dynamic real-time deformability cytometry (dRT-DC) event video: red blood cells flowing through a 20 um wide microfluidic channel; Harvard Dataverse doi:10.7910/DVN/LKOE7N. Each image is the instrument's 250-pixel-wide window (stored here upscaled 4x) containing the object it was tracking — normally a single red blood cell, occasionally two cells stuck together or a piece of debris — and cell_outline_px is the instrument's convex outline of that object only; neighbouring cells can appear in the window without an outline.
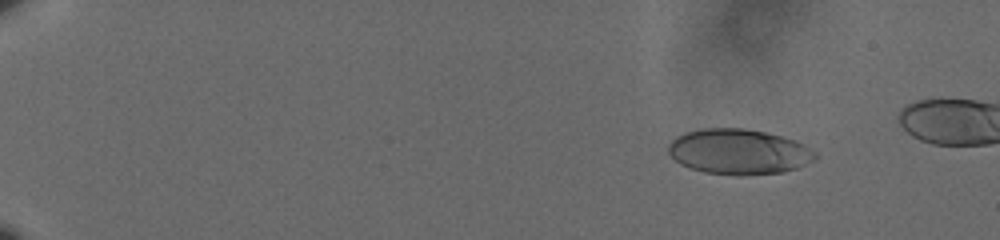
{"species": "human", "species_latin": "Homo sapiens", "temperature_condition": "cold", "stored_images_in_passage": 61, "camera_frame_rate_fps": 3000, "um_per_image_px": 0.085, "donor": {"sex": "male"}, "frame": {"image": 1, "passage_image": 9, "time_ms": 2.667, "image_size_px": [1000, 240], "cell_outline_px": [[816, 156], [812, 160], [796, 168], [784, 172], [740, 176], [736, 176], [704, 172], [688, 168], [680, 164], [668, 152], [668, 144], [676, 136], [684, 132], [704, 128], [744, 128], [764, 132], [796, 140], [804, 144], [816, 152]], "centroid_in_image_um": [62.76, 12.9], "position_along_channel_um": 22.2, "area_um2": 38.96}}
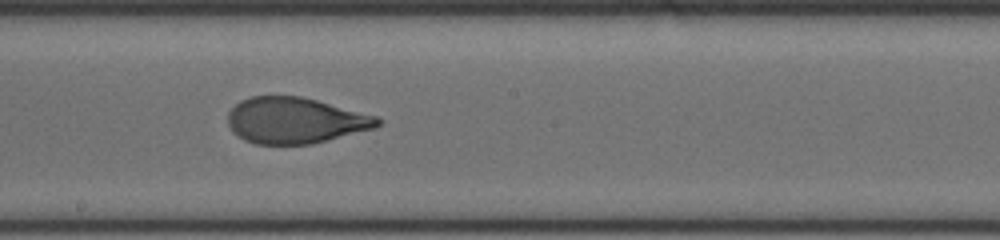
{"frame": {"image": 2, "passage_image": 38, "time_ms": 12.333, "image_size_px": [1000, 240], "cell_outline_px": [[380, 124], [376, 128], [312, 144], [256, 144], [244, 140], [232, 132], [228, 124], [228, 112], [240, 100], [252, 96], [300, 96], [316, 100], [376, 116], [380, 120]], "centroid_in_image_um": [25.07, 10.24], "position_along_channel_um": 223.1, "area_um2": 40.06}}
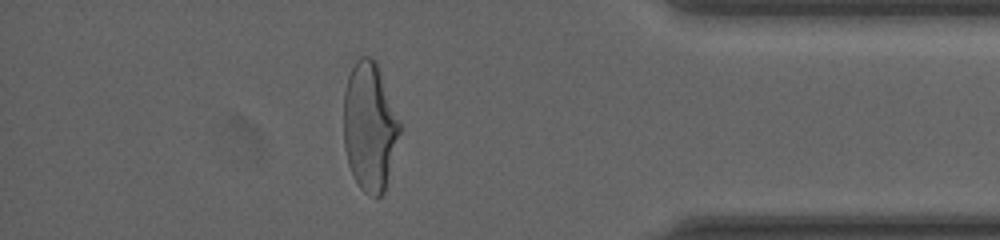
{"frame": {"image": 3, "passage_image": 55, "time_ms": 18.0, "image_size_px": [1000, 240], "cell_outline_px": [[404, 128], [384, 192], [380, 196], [372, 196], [364, 192], [360, 188], [348, 164], [344, 148], [344, 92], [348, 76], [356, 60], [360, 56], [372, 56], [376, 60]], "centroid_in_image_um": [31.47, 10.75], "position_along_channel_um": 403.7, "area_um2": 42.95}}